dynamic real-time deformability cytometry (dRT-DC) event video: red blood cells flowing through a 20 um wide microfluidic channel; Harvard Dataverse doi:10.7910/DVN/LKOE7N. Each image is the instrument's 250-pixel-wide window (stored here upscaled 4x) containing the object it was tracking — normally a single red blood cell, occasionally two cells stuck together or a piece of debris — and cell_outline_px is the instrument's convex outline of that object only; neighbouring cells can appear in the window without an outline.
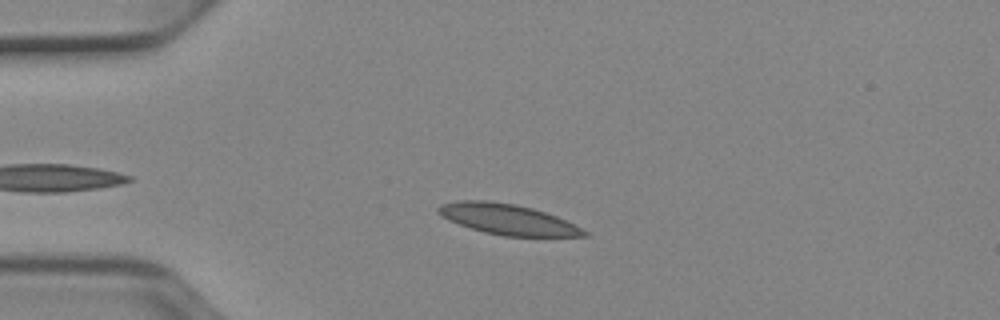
{"species": "Egyptian fruit bat (a non-hibernating species)", "species_latin": "Rousettus aegyptiacus", "temperature_condition": "cold", "stored_images_in_passage": 43, "camera_frame_rate_fps": 3000, "um_per_image_px": 0.085, "animal": {"sex": "female"}, "frame": {"image": 1, "passage_image": 8, "time_ms": 2.333, "image_size_px": [1000, 320], "cell_outline_px": [[588, 236], [504, 236], [484, 232], [448, 220], [440, 216], [436, 212], [436, 208], [440, 204], [460, 200], [488, 200], [516, 204], [532, 208], [556, 216], [588, 232]], "centroid_in_image_um": [43.08, 18.63], "position_along_channel_um": 41.9, "area_um2": 25.78}}
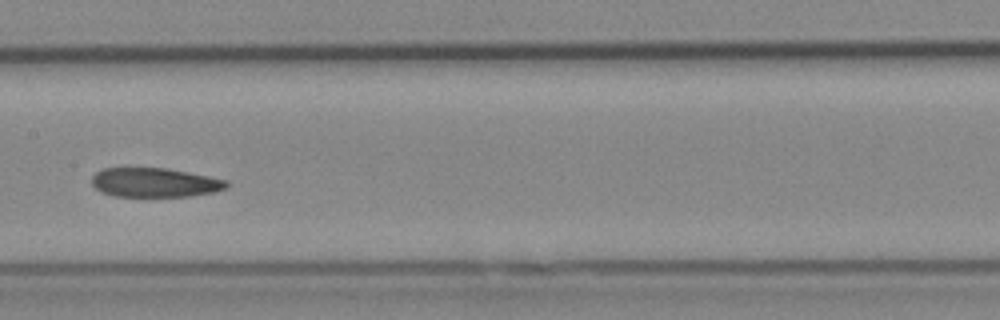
{"frame": {"image": 2, "passage_image": 22, "time_ms": 7.0, "image_size_px": [1000, 320], "cell_outline_px": [[228, 188], [216, 192], [188, 196], [116, 196], [100, 192], [92, 184], [92, 176], [96, 172], [104, 168], [164, 168], [188, 172], [228, 180]], "centroid_in_image_um": [13.17, 15.51], "position_along_channel_um": 194.2, "area_um2": 22.95}}
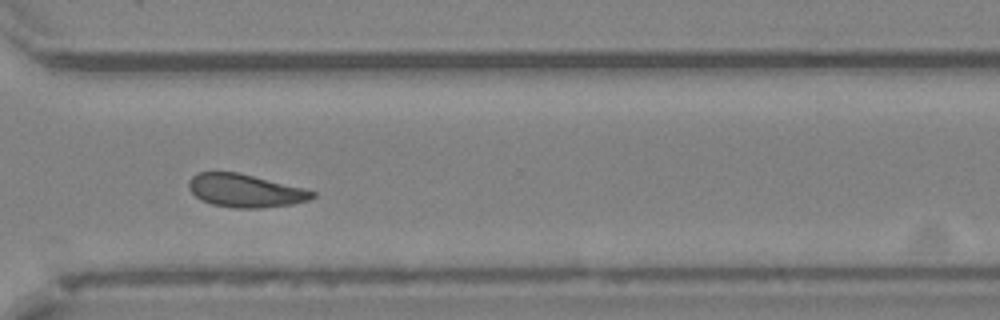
{"frame": {"image": 3, "passage_image": 34, "time_ms": 11.0, "image_size_px": [1000, 320], "cell_outline_px": [[316, 196], [308, 200], [292, 204], [260, 208], [232, 208], [212, 204], [200, 200], [188, 188], [188, 180], [196, 172], [236, 172], [304, 188], [316, 192]], "centroid_in_image_um": [20.82, 16.21], "position_along_channel_um": 349.8, "area_um2": 23.81}, "authors_computed_cell_mechanics": {"area_um2": 24.6228, "velocity_mm_per_s": 3.8746, "shape_relaxation_time_tau1_ms": null, "shape_relaxation_time_tau2_ms": 3.6226, "deformation_change_tau1": null, "deformation_change_tau2": 0.103}}